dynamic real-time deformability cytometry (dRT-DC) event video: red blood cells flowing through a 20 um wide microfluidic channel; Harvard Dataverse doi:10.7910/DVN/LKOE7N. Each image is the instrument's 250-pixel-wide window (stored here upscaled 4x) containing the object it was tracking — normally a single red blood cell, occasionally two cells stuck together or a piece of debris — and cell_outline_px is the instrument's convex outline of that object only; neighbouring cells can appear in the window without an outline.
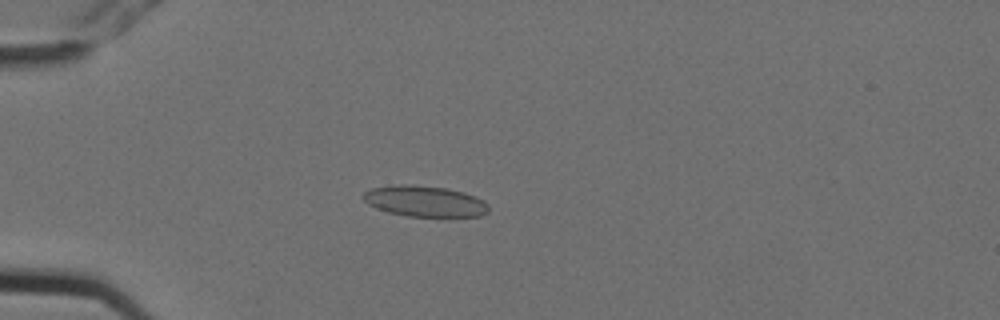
{"species": "Egyptian fruit bat (a non-hibernating species)", "species_latin": "Rousettus aegyptiacus", "temperature_condition": "cold", "stored_images_in_passage": 6, "camera_frame_rate_fps": 3000, "um_per_image_px": 0.085, "animal": {"sex": "female"}, "frame": {"image": 1, "passage_image": 4, "time_ms": 1.0, "image_size_px": [1000, 320], "cell_outline_px": [[488, 212], [480, 216], [408, 216], [388, 212], [376, 208], [368, 204], [364, 200], [364, 192], [372, 188], [396, 184], [408, 184], [448, 188], [464, 192], [476, 196], [484, 200], [488, 204]], "centroid_in_image_um": [36.12, 17.09], "position_along_channel_um": 48.9, "area_um2": 22.6}}
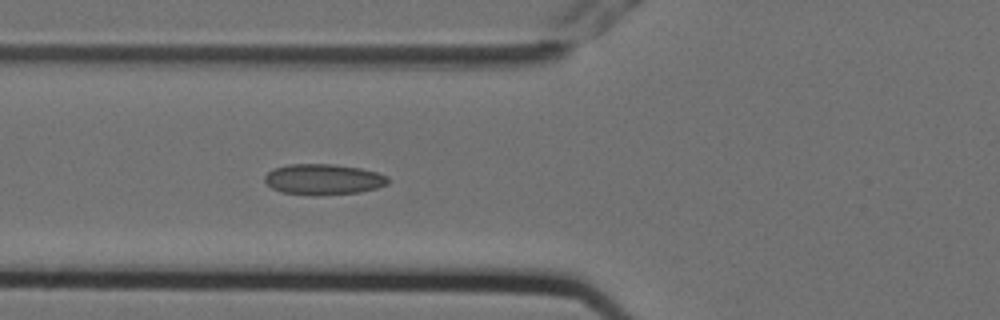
{"frame": {"image": 2, "passage_image": 6, "time_ms": 1.667, "image_size_px": [1000, 320], "cell_outline_px": [[388, 184], [376, 188], [360, 192], [320, 196], [312, 196], [280, 192], [272, 188], [264, 180], [264, 176], [272, 168], [288, 164], [332, 164], [360, 168], [376, 172], [388, 176]], "centroid_in_image_um": [27.46, 15.26], "position_along_channel_um": 98.3, "area_um2": 22.37}}